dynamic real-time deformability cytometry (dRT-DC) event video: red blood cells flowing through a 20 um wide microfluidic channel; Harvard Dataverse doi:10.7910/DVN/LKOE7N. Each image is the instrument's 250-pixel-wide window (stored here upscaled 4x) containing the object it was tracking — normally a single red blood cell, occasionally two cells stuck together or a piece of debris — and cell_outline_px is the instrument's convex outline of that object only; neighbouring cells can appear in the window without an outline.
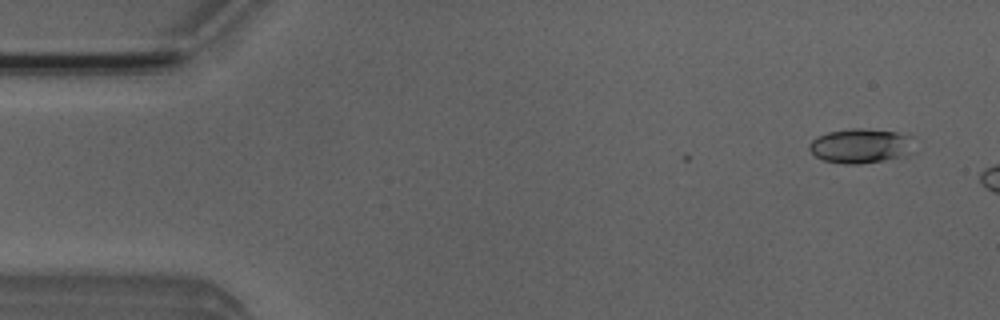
{"species": "Egyptian fruit bat (a non-hibernating species)", "species_latin": "Rousettus aegyptiacus", "temperature_condition": "room temperature", "stored_images_in_passage": 2, "camera_frame_rate_fps": 3000, "um_per_image_px": 0.085, "animal": {"sex": "male"}, "frame": {"image": 1, "passage_image": 1, "time_ms": 0.0, "image_size_px": [1000, 320], "cell_outline_px": [[916, 152], [908, 156], [860, 164], [844, 164], [824, 160], [816, 156], [808, 148], [808, 144], [816, 136], [828, 132], [852, 128], [864, 128], [896, 132], [912, 136]], "centroid_in_image_um": [73.22, 12.4], "position_along_channel_um": 11.8, "area_um2": 21.62}}